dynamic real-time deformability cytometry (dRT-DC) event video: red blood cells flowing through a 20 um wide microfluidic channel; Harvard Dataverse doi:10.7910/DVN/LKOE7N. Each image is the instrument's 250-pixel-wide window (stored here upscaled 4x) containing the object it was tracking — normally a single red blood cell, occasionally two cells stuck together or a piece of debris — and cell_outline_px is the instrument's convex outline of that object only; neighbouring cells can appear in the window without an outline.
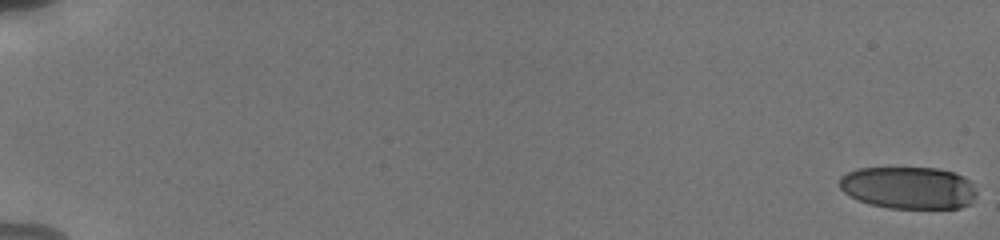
{"species": "human", "species_latin": "Homo sapiens", "temperature_condition": "cold", "stored_images_in_passage": 56, "camera_frame_rate_fps": 3000, "um_per_image_px": 0.085, "donor": {"sex": "male"}, "frame": {"image": 1, "passage_image": 1, "time_ms": 0.0, "image_size_px": [1000, 240], "cell_outline_px": [[976, 196], [968, 204], [960, 208], [888, 208], [868, 204], [856, 200], [844, 192], [840, 188], [840, 176], [856, 168], [940, 168], [964, 176], [972, 184], [976, 192]], "centroid_in_image_um": [77.2, 15.96], "position_along_channel_um": 7.8, "area_um2": 33.93}}
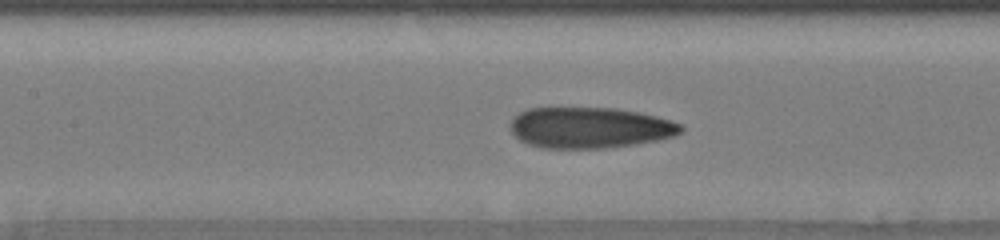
{"frame": {"image": 2, "passage_image": 29, "time_ms": 9.333, "image_size_px": [1000, 240], "cell_outline_px": [[684, 128], [676, 136], [660, 140], [604, 148], [540, 148], [528, 144], [520, 140], [508, 128], [512, 120], [520, 112], [528, 108], [616, 108], [640, 112], [672, 120], [680, 124]], "centroid_in_image_um": [50.14, 10.85], "position_along_channel_um": 157.3, "area_um2": 40.86}}
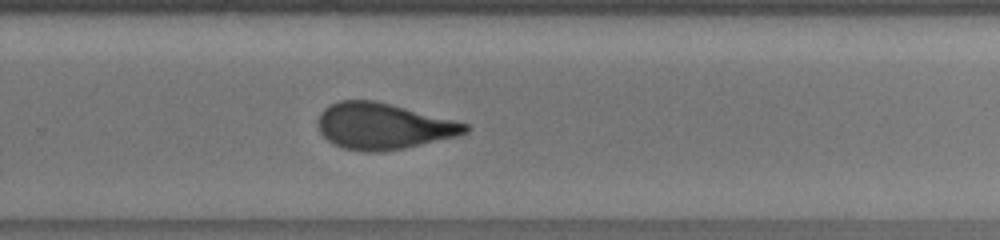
{"frame": {"image": 3, "passage_image": 40, "time_ms": 13.0, "image_size_px": [1000, 240], "cell_outline_px": [[472, 128], [468, 132], [456, 136], [404, 148], [380, 152], [360, 152], [344, 148], [332, 144], [320, 132], [320, 112], [328, 104], [340, 100], [376, 100], [468, 124]], "centroid_in_image_um": [32.56, 10.72], "position_along_channel_um": 297.2, "area_um2": 39.48}, "authors_computed_cell_mechanics": {"area_um2": 39.5352, "velocity_mm_per_s": 3.8321, "shape_relaxation_time_tau1_ms": 6.1717, "shape_relaxation_time_tau2_ms": 1.562, "deformation_change_tau1": 0.207, "deformation_change_tau2": 0.0906}}